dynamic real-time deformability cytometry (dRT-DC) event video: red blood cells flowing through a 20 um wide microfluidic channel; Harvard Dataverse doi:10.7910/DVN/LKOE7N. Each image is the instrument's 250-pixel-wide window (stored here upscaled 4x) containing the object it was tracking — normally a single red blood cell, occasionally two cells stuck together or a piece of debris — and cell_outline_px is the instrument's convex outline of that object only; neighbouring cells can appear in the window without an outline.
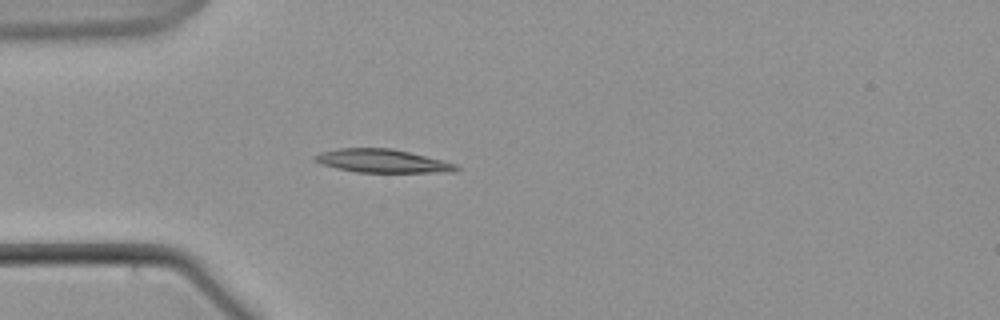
{"species": "common noctule bat (a hibernating species)", "species_latin": "Nyctalus noctula", "temperature_condition": "warm", "stored_images_in_passage": 37, "camera_frame_rate_fps": 3000, "um_per_image_px": 0.085, "animal": {"sex": "male", "body_mass_g": 21.5, "forearm_length_mm": 52.0}, "frame": {"image": 1, "passage_image": 1, "time_ms": 0.0, "image_size_px": [1000, 320], "cell_outline_px": [[460, 168], [452, 172], [356, 172], [336, 168], [320, 164], [312, 160], [312, 156], [320, 152], [340, 148], [392, 148], [456, 164]], "centroid_in_image_um": [32.41, 13.68], "position_along_channel_um": 52.6, "area_um2": 19.13}}
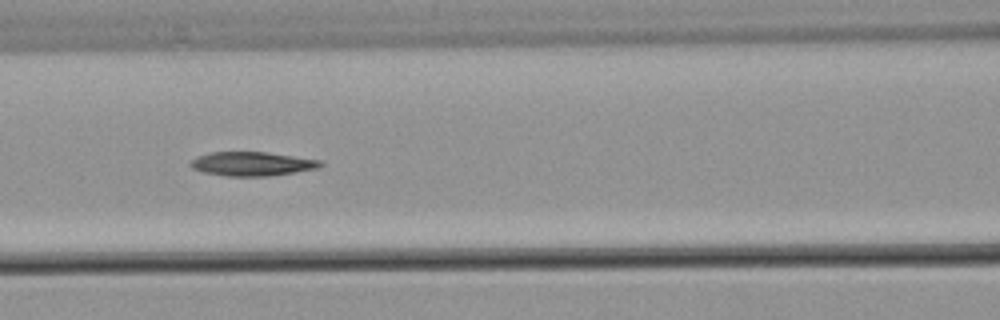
{"frame": {"image": 2, "passage_image": 10, "time_ms": 3.0, "image_size_px": [1000, 320], "cell_outline_px": [[324, 164], [320, 168], [268, 176], [228, 176], [204, 172], [192, 168], [188, 164], [196, 156], [212, 152], [264, 152], [320, 160]], "centroid_in_image_um": [21.41, 13.92], "position_along_channel_um": 145.2, "area_um2": 18.03}}
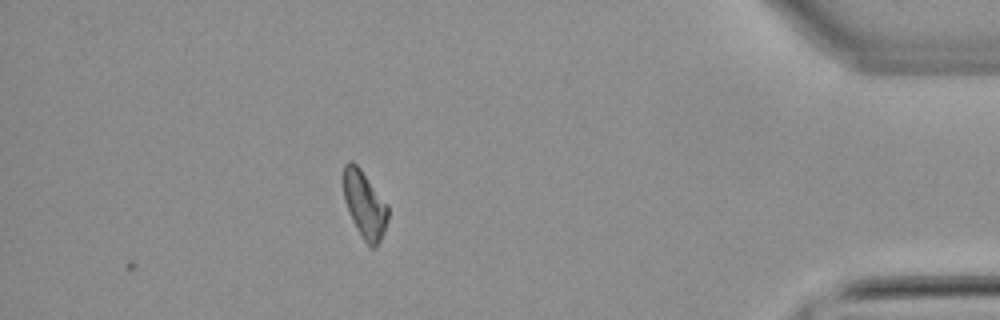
{"frame": {"image": 3, "passage_image": 37, "time_ms": 12.0, "image_size_px": [1000, 320], "cell_outline_px": [[388, 220], [384, 232], [380, 240], [372, 248], [364, 240], [356, 228], [352, 220], [344, 200], [344, 164], [348, 160], [352, 160], [360, 168], [388, 204]], "centroid_in_image_um": [31.0, 17.37], "position_along_channel_um": 404.2, "area_um2": 17.28}}